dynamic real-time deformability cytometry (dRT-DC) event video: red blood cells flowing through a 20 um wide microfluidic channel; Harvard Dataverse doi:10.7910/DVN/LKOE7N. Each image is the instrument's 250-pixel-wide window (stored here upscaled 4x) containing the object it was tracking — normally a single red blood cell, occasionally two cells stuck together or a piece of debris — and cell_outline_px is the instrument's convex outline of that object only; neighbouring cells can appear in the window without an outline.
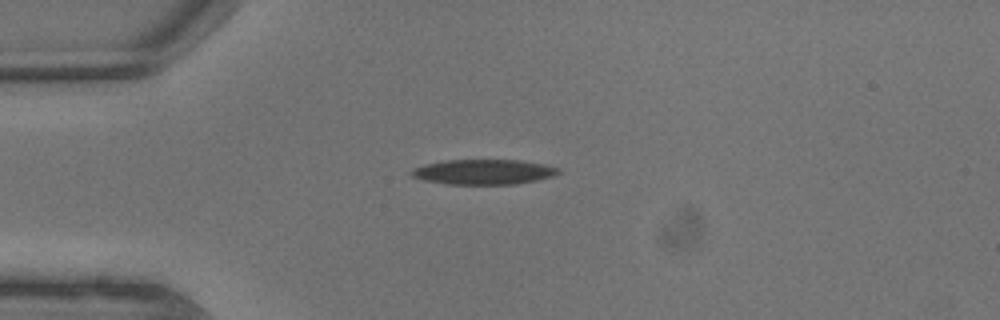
{"species": "common noctule bat (a hibernating species)", "species_latin": "Nyctalus noctula", "temperature_condition": "warm", "stored_images_in_passage": 3, "camera_frame_rate_fps": 3000, "um_per_image_px": 0.085, "animal": {"sex": "male", "body_mass_g": 13.3}, "frame": {"image": 1, "passage_image": 1, "time_ms": 0.0, "image_size_px": [1000, 320], "cell_outline_px": [[560, 172], [552, 176], [536, 180], [516, 184], [448, 184], [424, 180], [412, 176], [412, 168], [424, 164], [444, 160], [520, 160], [544, 164], [560, 168]], "centroid_in_image_um": [41.11, 14.6], "position_along_channel_um": 43.9, "area_um2": 21.39}}
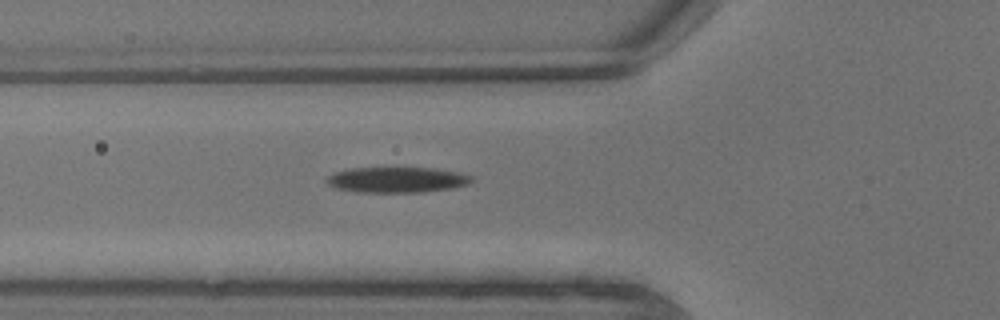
{"frame": {"image": 2, "passage_image": 3, "time_ms": 0.667, "image_size_px": [1000, 320], "cell_outline_px": [[472, 180], [468, 184], [452, 188], [424, 192], [356, 192], [336, 188], [328, 184], [324, 180], [328, 176], [336, 172], [352, 168], [432, 168], [456, 172], [472, 176]], "centroid_in_image_um": [33.71, 15.29], "position_along_channel_um": 92.1, "area_um2": 21.44}}